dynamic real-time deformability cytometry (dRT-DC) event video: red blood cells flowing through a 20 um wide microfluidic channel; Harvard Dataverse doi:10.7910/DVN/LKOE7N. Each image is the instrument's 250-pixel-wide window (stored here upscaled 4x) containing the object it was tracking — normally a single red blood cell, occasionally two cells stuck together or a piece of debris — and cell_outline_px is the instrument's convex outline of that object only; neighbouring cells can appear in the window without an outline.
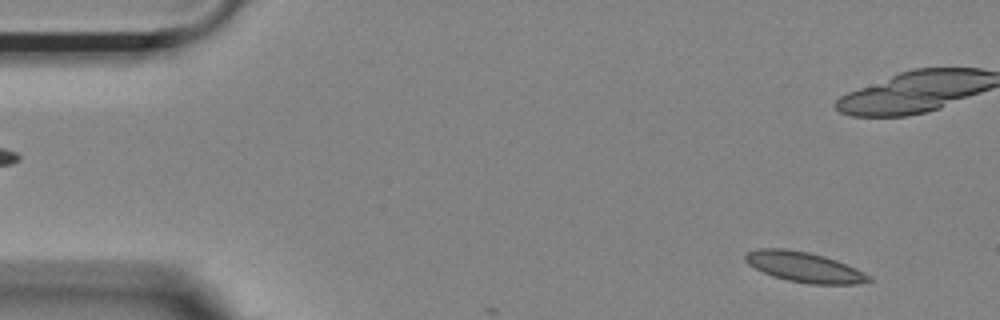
{"species": "Egyptian fruit bat (a non-hibernating species)", "species_latin": "Rousettus aegyptiacus", "temperature_condition": "room temperature", "stored_images_in_passage": 3, "camera_frame_rate_fps": 3000, "um_per_image_px": 0.085, "animal": {"sex": "female"}, "frame": {"image": 1, "passage_image": 1, "time_ms": 0.0, "image_size_px": [1000, 320], "cell_outline_px": [[872, 280], [856, 284], [808, 284], [788, 280], [772, 276], [748, 264], [744, 260], [744, 256], [748, 252], [756, 248], [784, 248], [808, 252], [824, 256], [836, 260], [872, 276]], "centroid_in_image_um": [68.34, 22.69], "position_along_channel_um": 16.7, "area_um2": 21.62}}